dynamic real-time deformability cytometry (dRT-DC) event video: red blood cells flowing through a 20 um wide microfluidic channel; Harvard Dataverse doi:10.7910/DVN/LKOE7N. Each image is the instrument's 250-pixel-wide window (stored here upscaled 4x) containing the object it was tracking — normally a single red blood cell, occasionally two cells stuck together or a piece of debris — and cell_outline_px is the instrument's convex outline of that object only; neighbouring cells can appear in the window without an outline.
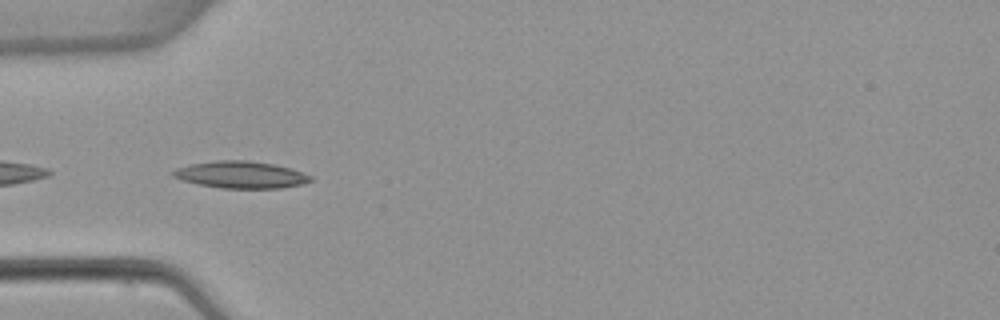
{"species": "common noctule bat (a hibernating species)", "species_latin": "Nyctalus noctula", "temperature_condition": "warm", "stored_images_in_passage": 6, "camera_frame_rate_fps": 3000, "um_per_image_px": 0.085, "animal": {"sex": "female", "body_mass_g": 22.7, "forearm_length_mm": 54.2}, "frame": {"image": 1, "passage_image": 4, "time_ms": 3.667, "image_size_px": [1000, 320], "cell_outline_px": [[312, 180], [300, 184], [280, 188], [220, 188], [200, 184], [184, 180], [172, 176], [168, 172], [176, 168], [188, 164], [216, 160], [248, 160], [272, 164], [292, 168], [312, 176]], "centroid_in_image_um": [20.43, 14.84], "position_along_channel_um": 64.6, "area_um2": 21.62}}
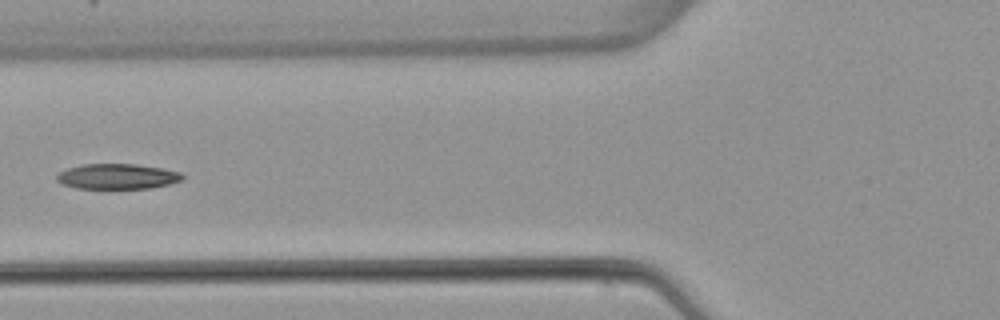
{"frame": {"image": 2, "passage_image": 5, "time_ms": 5.0, "image_size_px": [1000, 320], "cell_outline_px": [[184, 176], [180, 180], [168, 184], [152, 188], [76, 188], [64, 184], [56, 180], [56, 176], [60, 172], [68, 168], [84, 164], [136, 164], [164, 168], [180, 172]], "centroid_in_image_um": [9.98, 14.99], "position_along_channel_um": 115.8, "area_um2": 18.38}}
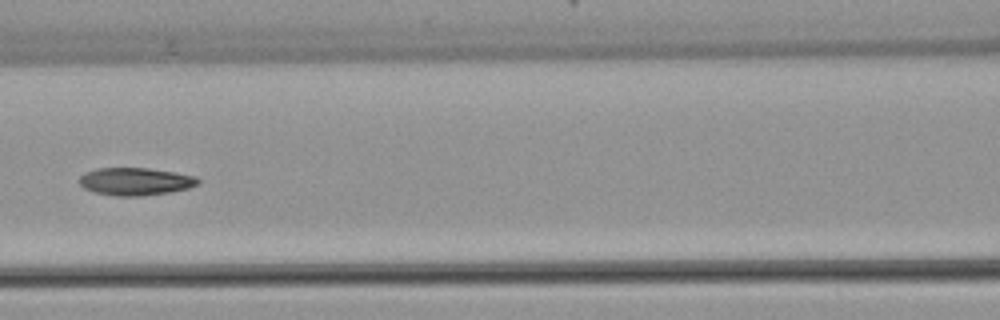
{"frame": {"image": 3, "passage_image": 6, "time_ms": 6.0, "image_size_px": [1000, 320], "cell_outline_px": [[200, 184], [188, 188], [168, 192], [140, 196], [116, 196], [96, 192], [84, 188], [80, 184], [80, 176], [84, 172], [96, 168], [148, 168], [196, 176], [200, 180]], "centroid_in_image_um": [11.51, 15.42], "position_along_channel_um": 155.1, "area_um2": 19.02}}